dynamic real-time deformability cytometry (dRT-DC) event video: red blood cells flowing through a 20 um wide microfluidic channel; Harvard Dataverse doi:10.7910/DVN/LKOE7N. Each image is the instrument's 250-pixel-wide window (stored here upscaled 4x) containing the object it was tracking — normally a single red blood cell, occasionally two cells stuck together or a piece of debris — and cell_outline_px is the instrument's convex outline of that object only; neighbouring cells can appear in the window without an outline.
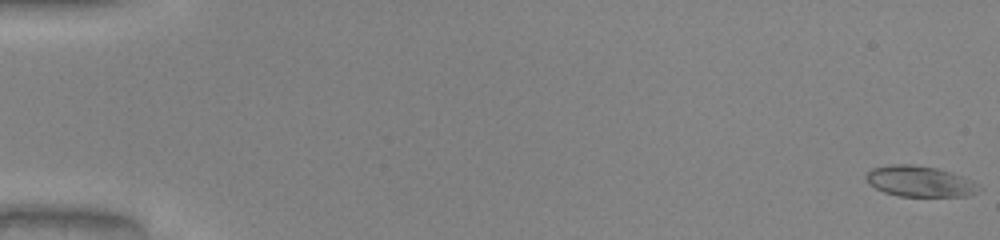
{"species": "common noctule bat (a hibernating species)", "species_latin": "Nyctalus noctula", "temperature_condition": "warm", "stored_images_in_passage": 52, "camera_frame_rate_fps": 3000, "um_per_image_px": 0.085, "animal": {"sex": "male", "body_mass_g": 20.0, "forearm_length_mm": 53.3}, "frame": {"image": 1, "passage_image": 1, "time_ms": 0.0, "image_size_px": [1000, 240], "cell_outline_px": [[984, 188], [968, 196], [900, 196], [884, 192], [868, 184], [864, 176], [872, 168], [892, 164], [912, 164], [936, 168], [952, 172], [972, 180], [980, 184]], "centroid_in_image_um": [78.21, 15.41], "position_along_channel_um": 6.8, "area_um2": 20.46}}
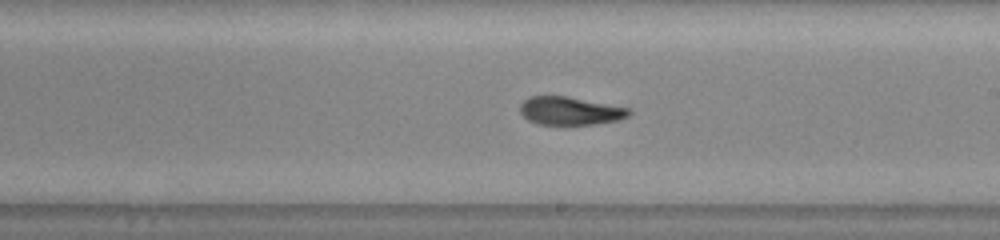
{"frame": {"image": 2, "passage_image": 31, "time_ms": 10.0, "image_size_px": [1000, 240], "cell_outline_px": [[632, 112], [628, 116], [616, 120], [596, 124], [540, 124], [528, 120], [520, 112], [520, 104], [528, 96], [568, 96], [632, 108]], "centroid_in_image_um": [48.48, 9.41], "position_along_channel_um": 240.5, "area_um2": 17.92}}
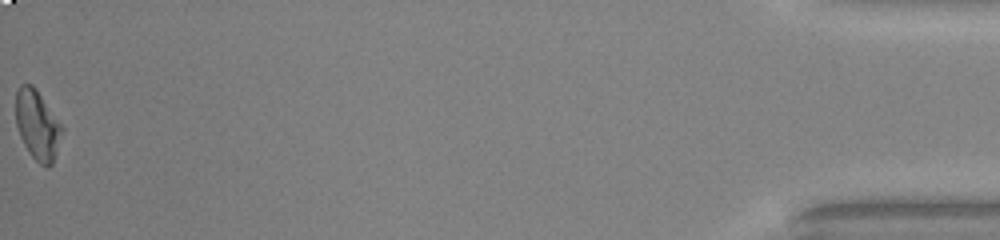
{"frame": {"image": 3, "passage_image": 52, "time_ms": 17.0, "image_size_px": [1000, 240], "cell_outline_px": [[64, 132], [52, 164], [48, 168], [40, 164], [28, 152], [20, 136], [16, 124], [16, 92], [20, 84], [32, 84], [36, 88], [64, 128]], "centroid_in_image_um": [3.19, 10.63], "position_along_channel_um": 432.0, "area_um2": 18.84}, "authors_computed_cell_mechanics": {"area_um2": 19.1029, "velocity_mm_per_s": 4.0825, "shape_relaxation_time_tau1_ms": 6.5703, "shape_relaxation_time_tau2_ms": 2.755, "deformation_change_tau1": 0.2203, "deformation_change_tau2": 0.0959}}